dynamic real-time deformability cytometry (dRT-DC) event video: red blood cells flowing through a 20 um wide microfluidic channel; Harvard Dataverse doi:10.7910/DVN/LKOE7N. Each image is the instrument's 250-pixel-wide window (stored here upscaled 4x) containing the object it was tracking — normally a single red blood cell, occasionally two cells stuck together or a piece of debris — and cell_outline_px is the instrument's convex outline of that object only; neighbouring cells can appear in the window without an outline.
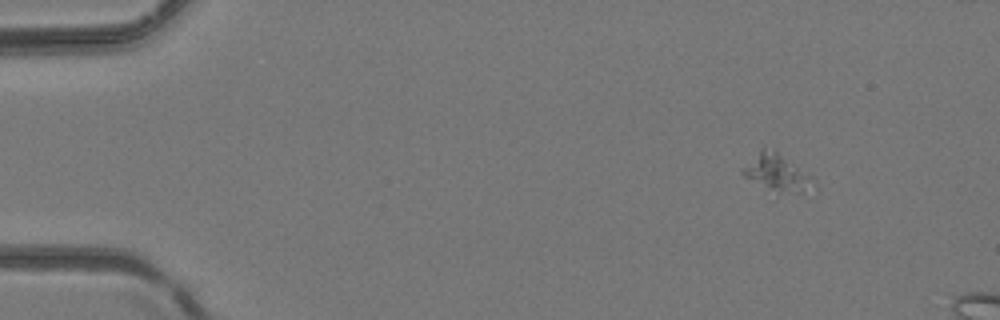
{"species": "common noctule bat (a hibernating species)", "species_latin": "Nyctalus noctula", "temperature_condition": "room temperature", "stored_images_in_passage": 4, "camera_frame_rate_fps": 3000, "um_per_image_px": 0.085, "animal": {"sex": "female", "body_mass_g": 24.6, "forearm_length_mm": 56.2}, "frame": {"image": 1, "passage_image": 1, "time_ms": 0.0, "image_size_px": [1000, 320], "cell_outline_px": [[800, 192], [780, 188], [744, 176], [740, 172], [760, 148], [764, 148], [776, 152], [796, 168], [800, 176]], "centroid_in_image_um": [65.67, 14.49], "position_along_channel_um": 19.3, "area_um2": 11.33}}